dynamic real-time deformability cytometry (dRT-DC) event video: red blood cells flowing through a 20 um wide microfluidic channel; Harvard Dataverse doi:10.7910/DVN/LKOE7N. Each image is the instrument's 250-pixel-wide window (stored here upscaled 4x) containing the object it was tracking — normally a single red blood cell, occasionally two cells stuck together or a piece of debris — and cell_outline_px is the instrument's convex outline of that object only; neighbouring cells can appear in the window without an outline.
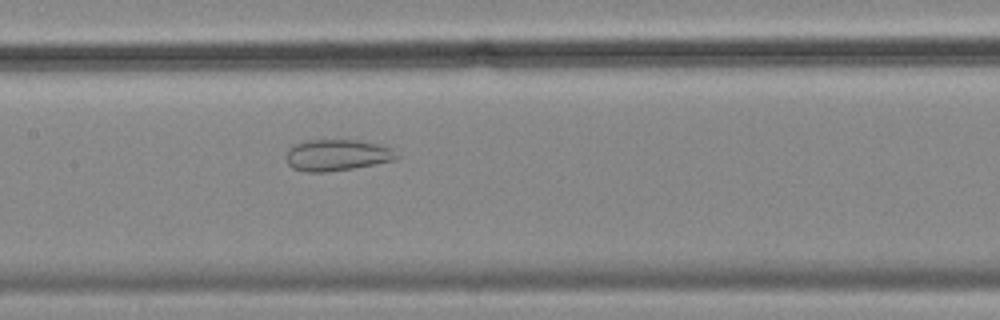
{"species": "common noctule bat (a hibernating species)", "species_latin": "Nyctalus noctula", "temperature_condition": "cold", "stored_images_in_passage": 53, "camera_frame_rate_fps": 3000, "um_per_image_px": 0.085, "animal": {"sex": "female", "body_mass_g": 18.4}, "frame": {"image": 1, "passage_image": 25, "time_ms": 8.0, "image_size_px": [1000, 320], "cell_outline_px": [[400, 156], [396, 160], [352, 168], [324, 172], [304, 172], [292, 168], [288, 164], [288, 152], [296, 144], [308, 140], [356, 140], [376, 144], [392, 148]], "centroid_in_image_um": [28.69, 13.19], "position_along_channel_um": 178.7, "area_um2": 19.88}}
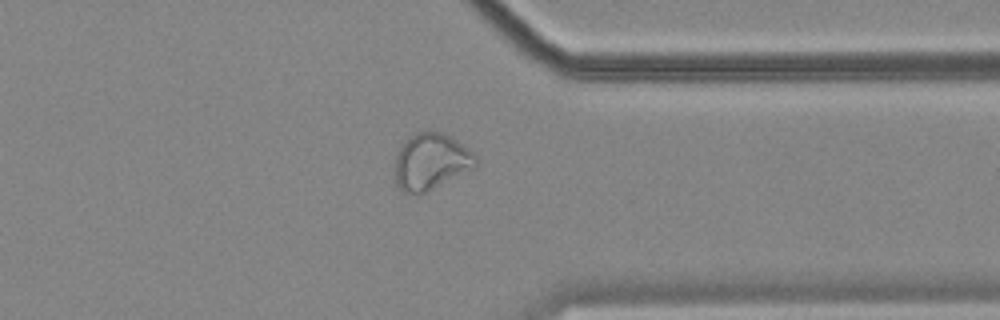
{"frame": {"image": 2, "passage_image": 42, "time_ms": 13.667, "image_size_px": [1000, 320], "cell_outline_px": [[480, 164], [476, 168], [424, 192], [404, 192], [396, 184], [396, 156], [404, 140], [408, 136], [416, 132], [428, 128], [444, 132], [456, 140], [472, 152], [476, 156]], "centroid_in_image_um": [36.67, 13.67], "position_along_channel_um": 374.7, "area_um2": 26.7}}
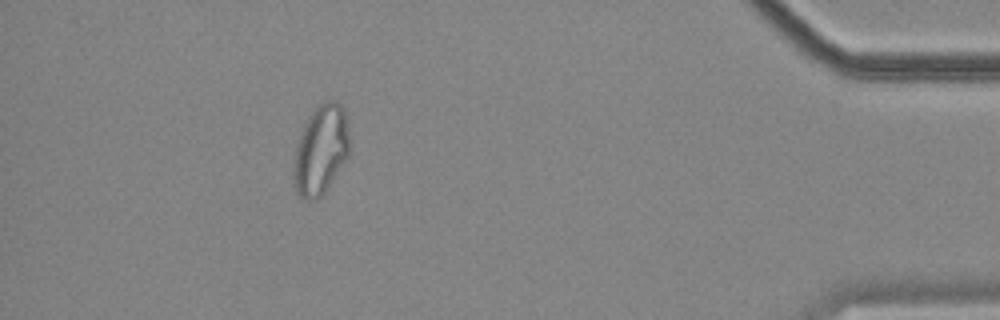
{"frame": {"image": 3, "passage_image": 49, "time_ms": 16.0, "image_size_px": [1000, 320], "cell_outline_px": [[348, 156], [324, 192], [316, 200], [308, 200], [300, 196], [296, 192], [292, 180], [292, 172], [296, 144], [304, 124], [308, 116], [320, 104], [328, 100], [336, 100], [344, 108], [348, 136]], "centroid_in_image_um": [27.22, 12.75], "position_along_channel_um": 408.0, "area_um2": 28.96}}